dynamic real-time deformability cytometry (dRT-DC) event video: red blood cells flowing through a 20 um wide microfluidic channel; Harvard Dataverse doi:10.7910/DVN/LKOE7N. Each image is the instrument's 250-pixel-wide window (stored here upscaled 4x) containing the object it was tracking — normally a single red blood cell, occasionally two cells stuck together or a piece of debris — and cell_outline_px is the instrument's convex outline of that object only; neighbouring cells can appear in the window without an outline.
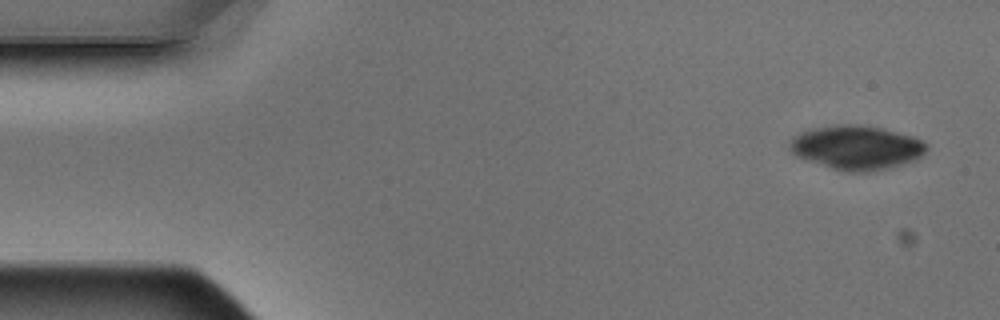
{"species": "Egyptian fruit bat (a non-hibernating species)", "species_latin": "Rousettus aegyptiacus", "temperature_condition": "warm", "stored_images_in_passage": 4, "camera_frame_rate_fps": 3000, "um_per_image_px": 0.085, "animal": {"sex": "male"}, "frame": {"image": 1, "passage_image": 1, "time_ms": 0.0, "image_size_px": [1000, 320], "cell_outline_px": [[928, 148], [916, 160], [868, 172], [852, 172], [832, 168], [796, 156], [788, 148], [788, 144], [792, 136], [800, 132], [812, 128], [836, 124], [860, 124], [884, 128], [912, 136], [928, 144]], "centroid_in_image_um": [72.77, 12.51], "position_along_channel_um": 12.2, "area_um2": 35.14}}